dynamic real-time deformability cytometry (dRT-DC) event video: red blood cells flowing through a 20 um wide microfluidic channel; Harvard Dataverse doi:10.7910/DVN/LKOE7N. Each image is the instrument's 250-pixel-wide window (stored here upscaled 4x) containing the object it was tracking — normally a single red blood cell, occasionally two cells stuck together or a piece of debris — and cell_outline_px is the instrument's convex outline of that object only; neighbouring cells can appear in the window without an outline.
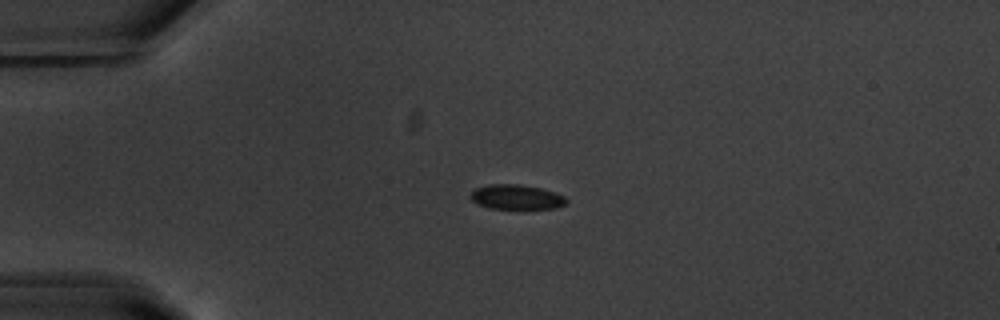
{"species": "common noctule bat (a hibernating species)", "species_latin": "Nyctalus noctula", "temperature_condition": "warm", "stored_images_in_passage": 42, "camera_frame_rate_fps": 3000, "um_per_image_px": 0.085, "animal": {"sex": "male", "body_mass_g": 20.1, "forearm_length_mm": 53.5}, "frame": {"image": 1, "passage_image": 1, "time_ms": 0.0, "image_size_px": [1000, 320], "cell_outline_px": [[568, 200], [564, 204], [556, 208], [488, 208], [472, 200], [468, 196], [476, 188], [488, 184], [520, 184], [544, 188], [556, 192], [564, 196]], "centroid_in_image_um": [43.91, 16.73], "position_along_channel_um": 41.1, "area_um2": 13.81}}
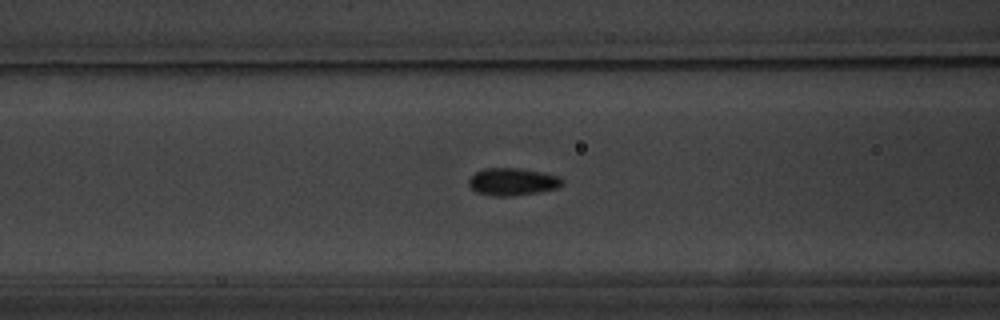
{"frame": {"image": 2, "passage_image": 10, "time_ms": 3.0, "image_size_px": [1000, 320], "cell_outline_px": [[564, 184], [556, 188], [536, 192], [512, 196], [492, 196], [476, 192], [468, 184], [468, 180], [476, 172], [484, 168], [516, 168], [540, 172], [560, 176], [564, 180]], "centroid_in_image_um": [43.56, 15.45], "position_along_channel_um": 123.0, "area_um2": 14.85}}
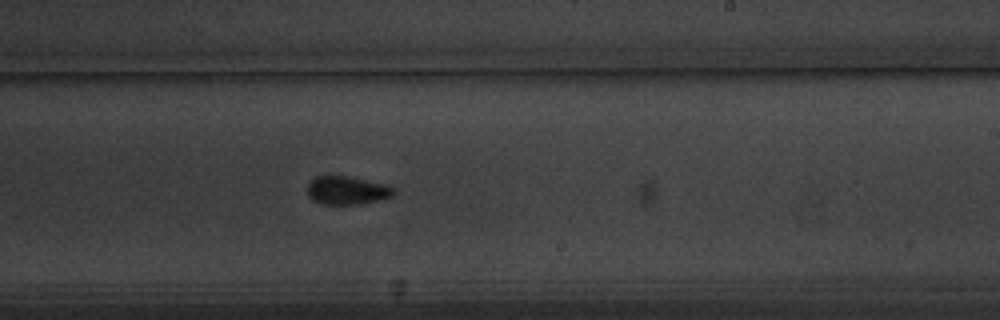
{"frame": {"image": 3, "passage_image": 21, "time_ms": 6.667, "image_size_px": [1000, 320], "cell_outline_px": [[396, 192], [392, 196], [360, 204], [320, 204], [312, 200], [308, 196], [308, 184], [316, 176], [348, 176], [388, 184], [396, 188]], "centroid_in_image_um": [29.52, 16.18], "position_along_channel_um": 259.5, "area_um2": 14.33}, "authors_computed_cell_mechanics": {"area_um2": 14.3922, "velocity_mm_per_s": 3.7187, "shape_relaxation_time_tau1_ms": 1.9569, "shape_relaxation_time_tau2_ms": null, "deformation_change_tau1": 0.0766, "deformation_change_tau2": null}}